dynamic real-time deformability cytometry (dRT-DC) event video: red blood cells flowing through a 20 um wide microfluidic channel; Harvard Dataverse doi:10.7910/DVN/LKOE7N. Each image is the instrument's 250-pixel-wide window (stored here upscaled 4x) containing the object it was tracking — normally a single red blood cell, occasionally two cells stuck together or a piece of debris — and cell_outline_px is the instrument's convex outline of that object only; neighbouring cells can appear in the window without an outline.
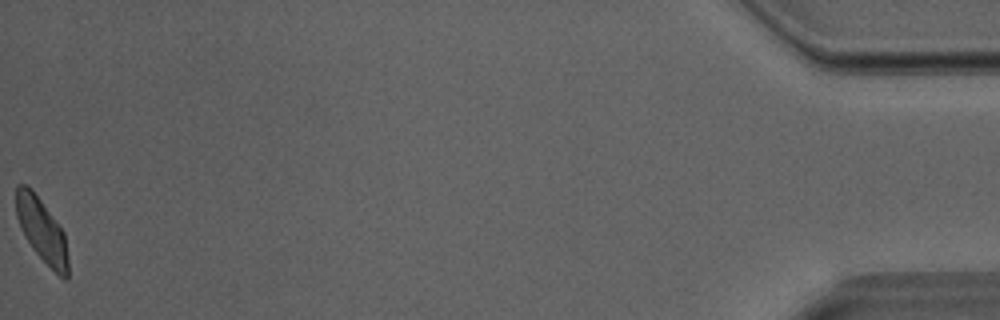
{"species": "Egyptian fruit bat (a non-hibernating species)", "species_latin": "Rousettus aegyptiacus", "temperature_condition": "room temperature", "stored_images_in_passage": 36, "camera_frame_rate_fps": 3000, "um_per_image_px": 0.085, "animal": {"sex": "male"}, "frame": {"image": 1, "passage_image": 36, "time_ms": 11.667, "image_size_px": [1000, 320], "cell_outline_px": [[68, 280], [64, 280], [32, 248], [20, 228], [16, 216], [16, 184], [24, 184], [32, 188], [64, 232], [68, 260]], "centroid_in_image_um": [3.54, 19.54], "position_along_channel_um": 431.7, "area_um2": 19.13}}